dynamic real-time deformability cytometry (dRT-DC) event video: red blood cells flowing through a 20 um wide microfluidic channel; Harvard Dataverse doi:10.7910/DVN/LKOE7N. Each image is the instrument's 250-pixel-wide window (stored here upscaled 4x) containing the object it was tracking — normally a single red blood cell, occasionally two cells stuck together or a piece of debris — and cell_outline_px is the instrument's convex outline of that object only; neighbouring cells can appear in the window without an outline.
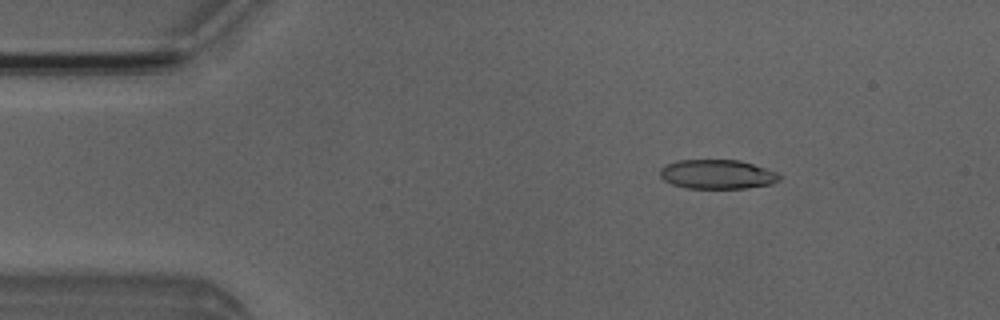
{"species": "Egyptian fruit bat (a non-hibernating species)", "species_latin": "Rousettus aegyptiacus", "temperature_condition": "room temperature", "stored_images_in_passage": 4, "camera_frame_rate_fps": 3000, "um_per_image_px": 0.085, "animal": {"sex": "male"}, "frame": {"image": 1, "passage_image": 2, "time_ms": 1.0, "image_size_px": [1000, 320], "cell_outline_px": [[780, 180], [772, 184], [744, 188], [688, 188], [672, 184], [664, 180], [660, 176], [660, 168], [664, 164], [676, 160], [740, 160], [776, 172], [780, 176]], "centroid_in_image_um": [60.93, 14.81], "position_along_channel_um": 24.1, "area_um2": 20.35}}